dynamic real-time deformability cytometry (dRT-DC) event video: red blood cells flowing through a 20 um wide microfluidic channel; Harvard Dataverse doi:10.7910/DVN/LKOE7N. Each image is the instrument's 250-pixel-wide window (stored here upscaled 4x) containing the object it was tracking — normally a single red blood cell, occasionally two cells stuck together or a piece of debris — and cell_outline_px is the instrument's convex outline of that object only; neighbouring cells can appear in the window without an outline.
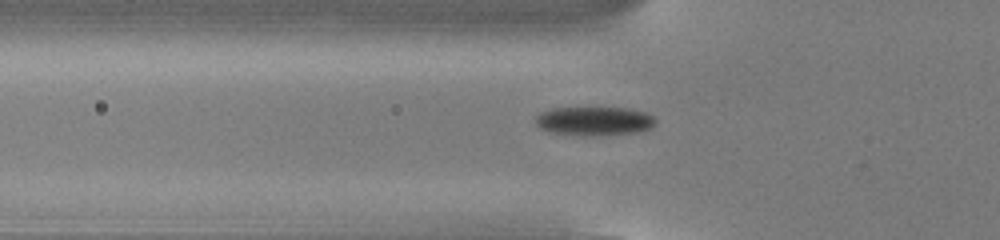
{"species": "common noctule bat (a hibernating species)", "species_latin": "Nyctalus noctula", "temperature_condition": "cold", "stored_images_in_passage": 53, "camera_frame_rate_fps": 3000, "um_per_image_px": 0.085, "animal": {"sex": "male", "body_mass_g": 13.0, "forearm_length_mm": 53.1}, "frame": {"image": 1, "passage_image": 18, "time_ms": 5.667, "image_size_px": [1000, 240], "cell_outline_px": [[656, 124], [652, 128], [636, 132], [592, 136], [552, 132], [540, 128], [536, 124], [536, 116], [540, 112], [552, 108], [628, 108], [648, 112], [656, 120]], "centroid_in_image_um": [50.55, 10.28], "position_along_channel_um": 75.3, "area_um2": 20.17}}
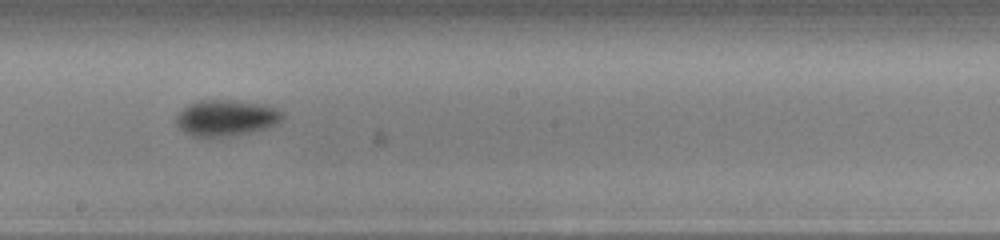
{"frame": {"image": 2, "passage_image": 30, "time_ms": 9.667, "image_size_px": [1000, 240], "cell_outline_px": [[284, 116], [276, 124], [264, 128], [232, 136], [208, 140], [192, 136], [184, 132], [176, 124], [176, 116], [188, 104], [196, 100], [232, 100], [268, 104], [284, 112]], "centroid_in_image_um": [19.19, 10.04], "position_along_channel_um": 229.0, "area_um2": 22.95}}
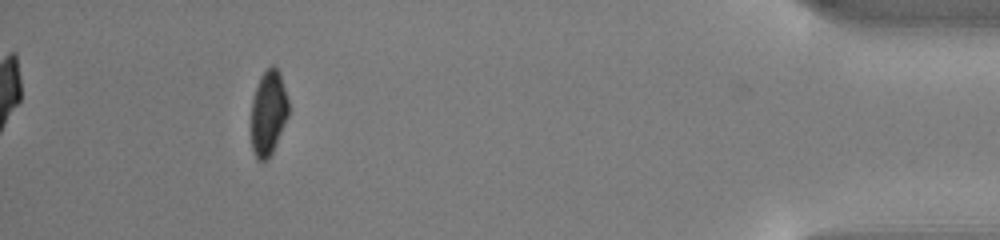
{"frame": {"image": 3, "passage_image": 49, "time_ms": 16.0, "image_size_px": [1000, 240], "cell_outline_px": [[288, 116], [276, 144], [268, 160], [256, 160], [252, 152], [252, 100], [260, 76], [272, 64], [280, 72], [288, 100]], "centroid_in_image_um": [22.81, 9.61], "position_along_channel_um": 412.4, "area_um2": 18.38}, "authors_computed_cell_mechanics": {"area_um2": 19.7098, "velocity_mm_per_s": 3.8392, "shape_relaxation_time_tau1_ms": 2.7807, "shape_relaxation_time_tau2_ms": null, "deformation_change_tau1": 0.1433, "deformation_change_tau2": null}}